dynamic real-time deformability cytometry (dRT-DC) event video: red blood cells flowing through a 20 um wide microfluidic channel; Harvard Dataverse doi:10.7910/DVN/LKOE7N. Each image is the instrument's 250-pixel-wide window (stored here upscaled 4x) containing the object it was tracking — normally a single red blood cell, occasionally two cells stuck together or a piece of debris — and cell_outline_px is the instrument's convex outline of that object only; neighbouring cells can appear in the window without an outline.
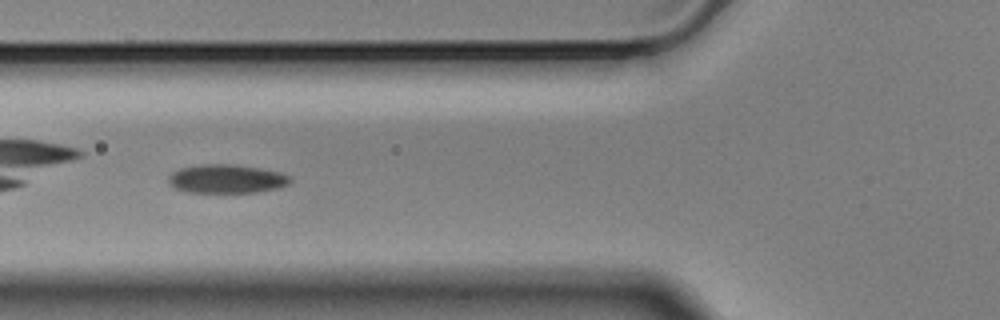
{"species": "Egyptian fruit bat (a non-hibernating species)", "species_latin": "Rousettus aegyptiacus", "temperature_condition": "cold", "stored_images_in_passage": 19, "camera_frame_rate_fps": 3000, "um_per_image_px": 0.085, "animal": {"sex": "male"}, "frame": {"image": 1, "passage_image": 6, "time_ms": 1.667, "image_size_px": [1000, 320], "cell_outline_px": [[292, 180], [288, 184], [280, 188], [256, 192], [184, 192], [168, 184], [168, 176], [172, 172], [180, 168], [200, 164], [236, 164], [260, 168], [280, 172], [288, 176]], "centroid_in_image_um": [19.24, 15.2], "position_along_channel_um": 106.6, "area_um2": 20.52}}